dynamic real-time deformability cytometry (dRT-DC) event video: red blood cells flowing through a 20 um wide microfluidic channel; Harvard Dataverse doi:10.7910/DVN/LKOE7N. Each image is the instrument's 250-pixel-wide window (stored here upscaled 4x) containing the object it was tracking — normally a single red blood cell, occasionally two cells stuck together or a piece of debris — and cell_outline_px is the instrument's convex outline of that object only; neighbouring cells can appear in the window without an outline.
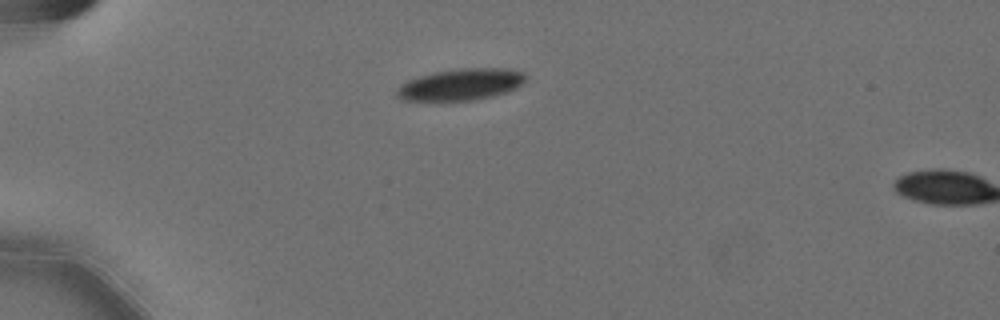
{"species": "Egyptian fruit bat (a non-hibernating species)", "species_latin": "Rousettus aegyptiacus", "temperature_condition": "cold", "stored_images_in_passage": 2, "camera_frame_rate_fps": 3000, "um_per_image_px": 0.085, "animal": {"sex": "female"}, "frame": {"image": 1, "passage_image": 1, "time_ms": 0.0, "image_size_px": [1000, 320], "cell_outline_px": [[524, 84], [508, 92], [492, 96], [472, 100], [404, 100], [396, 96], [396, 92], [400, 84], [408, 80], [420, 76], [436, 72], [464, 68], [508, 68], [524, 72]], "centroid_in_image_um": [39.21, 7.18], "position_along_channel_um": 45.8, "area_um2": 23.52}}